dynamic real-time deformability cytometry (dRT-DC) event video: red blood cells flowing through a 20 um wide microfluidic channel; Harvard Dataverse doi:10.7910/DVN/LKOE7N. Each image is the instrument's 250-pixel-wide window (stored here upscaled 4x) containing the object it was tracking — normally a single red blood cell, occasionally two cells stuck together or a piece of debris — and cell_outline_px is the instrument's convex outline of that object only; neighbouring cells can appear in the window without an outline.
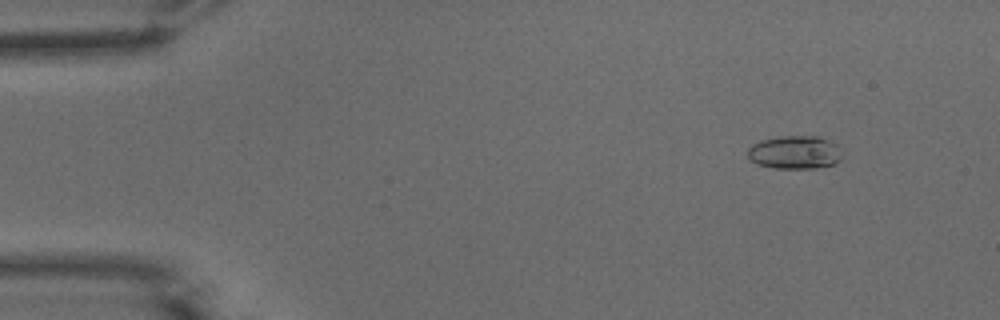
{"species": "common noctule bat (a hibernating species)", "species_latin": "Nyctalus noctula", "temperature_condition": "warm", "stored_images_in_passage": 52, "camera_frame_rate_fps": 3000, "um_per_image_px": 0.085, "animal": {"sex": "male", "body_mass_g": 15.6}, "frame": {"image": 1, "passage_image": 6, "time_ms": 1.667, "image_size_px": [1000, 320], "cell_outline_px": [[840, 160], [832, 164], [816, 168], [776, 168], [756, 164], [748, 160], [748, 148], [752, 144], [760, 140], [780, 136], [820, 136], [836, 144], [840, 156]], "centroid_in_image_um": [67.49, 12.94], "position_along_channel_um": 17.5, "area_um2": 18.26}}
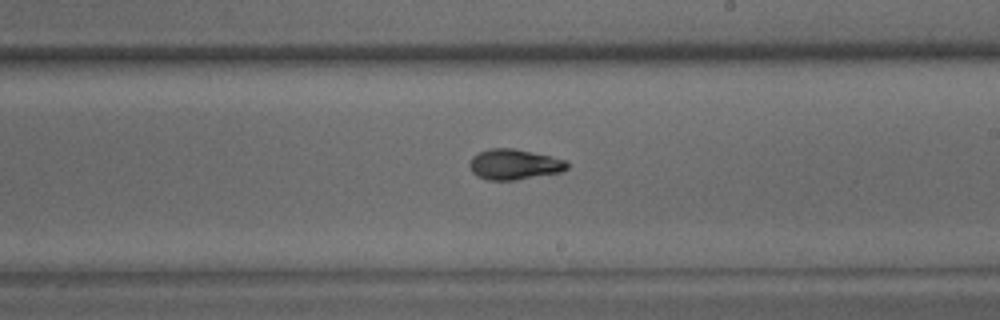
{"frame": {"image": 2, "passage_image": 31, "time_ms": 10.0, "image_size_px": [1000, 320], "cell_outline_px": [[568, 168], [560, 172], [516, 180], [488, 180], [476, 176], [472, 172], [468, 164], [472, 156], [488, 148], [512, 148], [568, 160]], "centroid_in_image_um": [43.68, 13.98], "position_along_channel_um": 245.3, "area_um2": 17.34}}
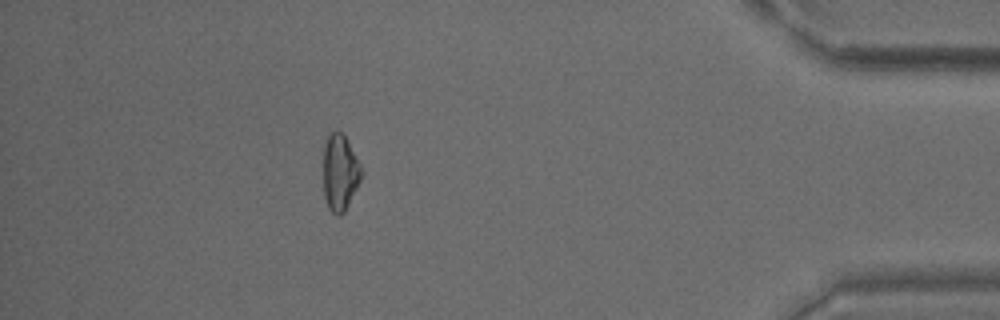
{"frame": {"image": 3, "passage_image": 47, "time_ms": 15.333, "image_size_px": [1000, 320], "cell_outline_px": [[364, 172], [344, 212], [340, 216], [336, 216], [328, 208], [324, 196], [324, 140], [328, 132], [340, 132], [348, 140]], "centroid_in_image_um": [28.89, 14.65], "position_along_channel_um": 406.3, "area_um2": 16.99}, "authors_computed_cell_mechanics": {"area_um2": 17.051, "velocity_mm_per_s": 3.9215, "shape_relaxation_time_tau1_ms": 8.1182, "shape_relaxation_time_tau2_ms": 2.3475, "deformation_change_tau1": 0.2011, "deformation_change_tau2": 0.0808}}